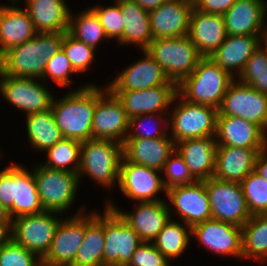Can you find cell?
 <instances>
[{"label": "cell", "mask_w": 267, "mask_h": 266, "mask_svg": "<svg viewBox=\"0 0 267 266\" xmlns=\"http://www.w3.org/2000/svg\"><path fill=\"white\" fill-rule=\"evenodd\" d=\"M96 103V82L85 83L60 99L54 96L51 110L64 138L80 142L92 139V119Z\"/></svg>", "instance_id": "1"}, {"label": "cell", "mask_w": 267, "mask_h": 266, "mask_svg": "<svg viewBox=\"0 0 267 266\" xmlns=\"http://www.w3.org/2000/svg\"><path fill=\"white\" fill-rule=\"evenodd\" d=\"M65 32L37 33L34 38L7 50L0 57L6 76L42 78L47 62L61 49Z\"/></svg>", "instance_id": "2"}, {"label": "cell", "mask_w": 267, "mask_h": 266, "mask_svg": "<svg viewBox=\"0 0 267 266\" xmlns=\"http://www.w3.org/2000/svg\"><path fill=\"white\" fill-rule=\"evenodd\" d=\"M0 205L11 220L44 211L33 169L28 171L25 166L12 162L0 171Z\"/></svg>", "instance_id": "3"}, {"label": "cell", "mask_w": 267, "mask_h": 266, "mask_svg": "<svg viewBox=\"0 0 267 266\" xmlns=\"http://www.w3.org/2000/svg\"><path fill=\"white\" fill-rule=\"evenodd\" d=\"M234 79L211 58L203 57L193 72L177 85V93L185 101L218 109Z\"/></svg>", "instance_id": "4"}, {"label": "cell", "mask_w": 267, "mask_h": 266, "mask_svg": "<svg viewBox=\"0 0 267 266\" xmlns=\"http://www.w3.org/2000/svg\"><path fill=\"white\" fill-rule=\"evenodd\" d=\"M122 158L123 144L119 142L96 139L82 142L80 166L77 172L80 183L86 175L105 189L118 186Z\"/></svg>", "instance_id": "5"}, {"label": "cell", "mask_w": 267, "mask_h": 266, "mask_svg": "<svg viewBox=\"0 0 267 266\" xmlns=\"http://www.w3.org/2000/svg\"><path fill=\"white\" fill-rule=\"evenodd\" d=\"M172 106L168 128L174 143L216 134L217 108L185 101L178 93Z\"/></svg>", "instance_id": "6"}, {"label": "cell", "mask_w": 267, "mask_h": 266, "mask_svg": "<svg viewBox=\"0 0 267 266\" xmlns=\"http://www.w3.org/2000/svg\"><path fill=\"white\" fill-rule=\"evenodd\" d=\"M146 52L161 66L166 77L177 85L193 72L203 58L188 35L155 39Z\"/></svg>", "instance_id": "7"}, {"label": "cell", "mask_w": 267, "mask_h": 266, "mask_svg": "<svg viewBox=\"0 0 267 266\" xmlns=\"http://www.w3.org/2000/svg\"><path fill=\"white\" fill-rule=\"evenodd\" d=\"M32 169L43 209L64 215L75 202L80 185L78 174L51 169L41 163L33 165Z\"/></svg>", "instance_id": "8"}, {"label": "cell", "mask_w": 267, "mask_h": 266, "mask_svg": "<svg viewBox=\"0 0 267 266\" xmlns=\"http://www.w3.org/2000/svg\"><path fill=\"white\" fill-rule=\"evenodd\" d=\"M62 217L61 213L45 210L37 214L15 217L11 220L10 238L42 259L51 247Z\"/></svg>", "instance_id": "9"}, {"label": "cell", "mask_w": 267, "mask_h": 266, "mask_svg": "<svg viewBox=\"0 0 267 266\" xmlns=\"http://www.w3.org/2000/svg\"><path fill=\"white\" fill-rule=\"evenodd\" d=\"M204 183L212 219L242 227L251 218L240 183L221 181L214 177L204 180Z\"/></svg>", "instance_id": "10"}, {"label": "cell", "mask_w": 267, "mask_h": 266, "mask_svg": "<svg viewBox=\"0 0 267 266\" xmlns=\"http://www.w3.org/2000/svg\"><path fill=\"white\" fill-rule=\"evenodd\" d=\"M45 86L40 78L11 77L0 71L1 96L11 106L25 112V116L51 109L55 95Z\"/></svg>", "instance_id": "11"}, {"label": "cell", "mask_w": 267, "mask_h": 266, "mask_svg": "<svg viewBox=\"0 0 267 266\" xmlns=\"http://www.w3.org/2000/svg\"><path fill=\"white\" fill-rule=\"evenodd\" d=\"M105 86L97 85V103L92 119V139L111 140L123 144L128 133L129 117L122 103L108 89L107 84Z\"/></svg>", "instance_id": "12"}, {"label": "cell", "mask_w": 267, "mask_h": 266, "mask_svg": "<svg viewBox=\"0 0 267 266\" xmlns=\"http://www.w3.org/2000/svg\"><path fill=\"white\" fill-rule=\"evenodd\" d=\"M218 115L240 117L267 133V95L234 79L222 99Z\"/></svg>", "instance_id": "13"}, {"label": "cell", "mask_w": 267, "mask_h": 266, "mask_svg": "<svg viewBox=\"0 0 267 266\" xmlns=\"http://www.w3.org/2000/svg\"><path fill=\"white\" fill-rule=\"evenodd\" d=\"M104 208L103 266H127L143 241L116 211Z\"/></svg>", "instance_id": "14"}, {"label": "cell", "mask_w": 267, "mask_h": 266, "mask_svg": "<svg viewBox=\"0 0 267 266\" xmlns=\"http://www.w3.org/2000/svg\"><path fill=\"white\" fill-rule=\"evenodd\" d=\"M161 174V171L134 164L122 158L118 187L123 196L132 201L154 202L166 200L159 197L160 193L164 192L166 194L167 192Z\"/></svg>", "instance_id": "15"}, {"label": "cell", "mask_w": 267, "mask_h": 266, "mask_svg": "<svg viewBox=\"0 0 267 266\" xmlns=\"http://www.w3.org/2000/svg\"><path fill=\"white\" fill-rule=\"evenodd\" d=\"M85 205L76 214L63 217L56 228L51 247L41 259L55 266H70L85 236Z\"/></svg>", "instance_id": "16"}, {"label": "cell", "mask_w": 267, "mask_h": 266, "mask_svg": "<svg viewBox=\"0 0 267 266\" xmlns=\"http://www.w3.org/2000/svg\"><path fill=\"white\" fill-rule=\"evenodd\" d=\"M166 196L177 218L190 227L212 219L208 193L204 181L176 185L167 189ZM176 210V211H175ZM172 212V213H171Z\"/></svg>", "instance_id": "17"}, {"label": "cell", "mask_w": 267, "mask_h": 266, "mask_svg": "<svg viewBox=\"0 0 267 266\" xmlns=\"http://www.w3.org/2000/svg\"><path fill=\"white\" fill-rule=\"evenodd\" d=\"M112 200H106L105 206L116 211L121 218L138 234L143 242H152L170 220V208L167 200L138 202L132 212L122 211Z\"/></svg>", "instance_id": "18"}, {"label": "cell", "mask_w": 267, "mask_h": 266, "mask_svg": "<svg viewBox=\"0 0 267 266\" xmlns=\"http://www.w3.org/2000/svg\"><path fill=\"white\" fill-rule=\"evenodd\" d=\"M192 237L214 254L242 259V227L209 219L191 227Z\"/></svg>", "instance_id": "19"}, {"label": "cell", "mask_w": 267, "mask_h": 266, "mask_svg": "<svg viewBox=\"0 0 267 266\" xmlns=\"http://www.w3.org/2000/svg\"><path fill=\"white\" fill-rule=\"evenodd\" d=\"M108 83L110 91H141L160 85H177L170 81L161 66L146 52Z\"/></svg>", "instance_id": "20"}, {"label": "cell", "mask_w": 267, "mask_h": 266, "mask_svg": "<svg viewBox=\"0 0 267 266\" xmlns=\"http://www.w3.org/2000/svg\"><path fill=\"white\" fill-rule=\"evenodd\" d=\"M129 118L142 114H169L177 85H160L141 91H111Z\"/></svg>", "instance_id": "21"}, {"label": "cell", "mask_w": 267, "mask_h": 266, "mask_svg": "<svg viewBox=\"0 0 267 266\" xmlns=\"http://www.w3.org/2000/svg\"><path fill=\"white\" fill-rule=\"evenodd\" d=\"M194 3L187 0H168L149 12L153 40L188 35Z\"/></svg>", "instance_id": "22"}, {"label": "cell", "mask_w": 267, "mask_h": 266, "mask_svg": "<svg viewBox=\"0 0 267 266\" xmlns=\"http://www.w3.org/2000/svg\"><path fill=\"white\" fill-rule=\"evenodd\" d=\"M267 8L263 0H236L222 16L227 35H265Z\"/></svg>", "instance_id": "23"}, {"label": "cell", "mask_w": 267, "mask_h": 266, "mask_svg": "<svg viewBox=\"0 0 267 266\" xmlns=\"http://www.w3.org/2000/svg\"><path fill=\"white\" fill-rule=\"evenodd\" d=\"M175 151L170 136L143 139L126 138L123 143V158L131 163L162 171L169 156Z\"/></svg>", "instance_id": "24"}, {"label": "cell", "mask_w": 267, "mask_h": 266, "mask_svg": "<svg viewBox=\"0 0 267 266\" xmlns=\"http://www.w3.org/2000/svg\"><path fill=\"white\" fill-rule=\"evenodd\" d=\"M217 147L216 134L175 143V150L184 159L191 175L197 181L214 176Z\"/></svg>", "instance_id": "25"}, {"label": "cell", "mask_w": 267, "mask_h": 266, "mask_svg": "<svg viewBox=\"0 0 267 266\" xmlns=\"http://www.w3.org/2000/svg\"><path fill=\"white\" fill-rule=\"evenodd\" d=\"M264 37L265 35H227L209 58L237 79Z\"/></svg>", "instance_id": "26"}, {"label": "cell", "mask_w": 267, "mask_h": 266, "mask_svg": "<svg viewBox=\"0 0 267 266\" xmlns=\"http://www.w3.org/2000/svg\"><path fill=\"white\" fill-rule=\"evenodd\" d=\"M264 149L218 146L213 177L241 183L255 169L257 155Z\"/></svg>", "instance_id": "27"}, {"label": "cell", "mask_w": 267, "mask_h": 266, "mask_svg": "<svg viewBox=\"0 0 267 266\" xmlns=\"http://www.w3.org/2000/svg\"><path fill=\"white\" fill-rule=\"evenodd\" d=\"M216 139L218 146L266 148V133L240 117L218 115Z\"/></svg>", "instance_id": "28"}, {"label": "cell", "mask_w": 267, "mask_h": 266, "mask_svg": "<svg viewBox=\"0 0 267 266\" xmlns=\"http://www.w3.org/2000/svg\"><path fill=\"white\" fill-rule=\"evenodd\" d=\"M8 2L11 4L0 5V57L37 34L29 14L17 5V0Z\"/></svg>", "instance_id": "29"}, {"label": "cell", "mask_w": 267, "mask_h": 266, "mask_svg": "<svg viewBox=\"0 0 267 266\" xmlns=\"http://www.w3.org/2000/svg\"><path fill=\"white\" fill-rule=\"evenodd\" d=\"M188 36L200 54L209 57L227 37L223 16L206 13L194 7Z\"/></svg>", "instance_id": "30"}, {"label": "cell", "mask_w": 267, "mask_h": 266, "mask_svg": "<svg viewBox=\"0 0 267 266\" xmlns=\"http://www.w3.org/2000/svg\"><path fill=\"white\" fill-rule=\"evenodd\" d=\"M37 33L68 32L71 9L66 0H24ZM21 3V0H17ZM67 3V4H66Z\"/></svg>", "instance_id": "31"}, {"label": "cell", "mask_w": 267, "mask_h": 266, "mask_svg": "<svg viewBox=\"0 0 267 266\" xmlns=\"http://www.w3.org/2000/svg\"><path fill=\"white\" fill-rule=\"evenodd\" d=\"M104 212H85V236L70 266H103Z\"/></svg>", "instance_id": "32"}, {"label": "cell", "mask_w": 267, "mask_h": 266, "mask_svg": "<svg viewBox=\"0 0 267 266\" xmlns=\"http://www.w3.org/2000/svg\"><path fill=\"white\" fill-rule=\"evenodd\" d=\"M121 12L124 17L123 45L132 44L140 51L146 50L153 41L149 12L133 0H121Z\"/></svg>", "instance_id": "33"}, {"label": "cell", "mask_w": 267, "mask_h": 266, "mask_svg": "<svg viewBox=\"0 0 267 266\" xmlns=\"http://www.w3.org/2000/svg\"><path fill=\"white\" fill-rule=\"evenodd\" d=\"M26 134L33 149L45 152L64 137L58 128L52 110L25 116Z\"/></svg>", "instance_id": "34"}, {"label": "cell", "mask_w": 267, "mask_h": 266, "mask_svg": "<svg viewBox=\"0 0 267 266\" xmlns=\"http://www.w3.org/2000/svg\"><path fill=\"white\" fill-rule=\"evenodd\" d=\"M191 238V227L180 221L170 218L164 228L158 233L152 241L154 246L169 261L175 260L184 254L187 250Z\"/></svg>", "instance_id": "35"}, {"label": "cell", "mask_w": 267, "mask_h": 266, "mask_svg": "<svg viewBox=\"0 0 267 266\" xmlns=\"http://www.w3.org/2000/svg\"><path fill=\"white\" fill-rule=\"evenodd\" d=\"M242 259L267 262V214L252 215L242 226Z\"/></svg>", "instance_id": "36"}, {"label": "cell", "mask_w": 267, "mask_h": 266, "mask_svg": "<svg viewBox=\"0 0 267 266\" xmlns=\"http://www.w3.org/2000/svg\"><path fill=\"white\" fill-rule=\"evenodd\" d=\"M68 33L95 49L108 40L96 13L90 7L77 15L71 11Z\"/></svg>", "instance_id": "37"}, {"label": "cell", "mask_w": 267, "mask_h": 266, "mask_svg": "<svg viewBox=\"0 0 267 266\" xmlns=\"http://www.w3.org/2000/svg\"><path fill=\"white\" fill-rule=\"evenodd\" d=\"M81 143L74 139L63 138L46 152L45 167L69 172H78L80 166Z\"/></svg>", "instance_id": "38"}, {"label": "cell", "mask_w": 267, "mask_h": 266, "mask_svg": "<svg viewBox=\"0 0 267 266\" xmlns=\"http://www.w3.org/2000/svg\"><path fill=\"white\" fill-rule=\"evenodd\" d=\"M168 125V114L151 113L137 115L129 118L126 138L152 139L170 136Z\"/></svg>", "instance_id": "39"}, {"label": "cell", "mask_w": 267, "mask_h": 266, "mask_svg": "<svg viewBox=\"0 0 267 266\" xmlns=\"http://www.w3.org/2000/svg\"><path fill=\"white\" fill-rule=\"evenodd\" d=\"M238 80L267 95V48L262 43L247 60Z\"/></svg>", "instance_id": "40"}, {"label": "cell", "mask_w": 267, "mask_h": 266, "mask_svg": "<svg viewBox=\"0 0 267 266\" xmlns=\"http://www.w3.org/2000/svg\"><path fill=\"white\" fill-rule=\"evenodd\" d=\"M240 184L251 215L267 214V181L253 170Z\"/></svg>", "instance_id": "41"}, {"label": "cell", "mask_w": 267, "mask_h": 266, "mask_svg": "<svg viewBox=\"0 0 267 266\" xmlns=\"http://www.w3.org/2000/svg\"><path fill=\"white\" fill-rule=\"evenodd\" d=\"M61 48L77 74L88 71L93 64V60H95L96 49L75 39L68 32L64 34Z\"/></svg>", "instance_id": "42"}, {"label": "cell", "mask_w": 267, "mask_h": 266, "mask_svg": "<svg viewBox=\"0 0 267 266\" xmlns=\"http://www.w3.org/2000/svg\"><path fill=\"white\" fill-rule=\"evenodd\" d=\"M97 15L100 24L108 39H116V42L123 45V15L121 12V0H114L110 6L94 5L90 7Z\"/></svg>", "instance_id": "43"}, {"label": "cell", "mask_w": 267, "mask_h": 266, "mask_svg": "<svg viewBox=\"0 0 267 266\" xmlns=\"http://www.w3.org/2000/svg\"><path fill=\"white\" fill-rule=\"evenodd\" d=\"M77 72L71 65L69 58L61 48L46 64L42 80L54 81L60 87H69L72 84L70 77Z\"/></svg>", "instance_id": "44"}, {"label": "cell", "mask_w": 267, "mask_h": 266, "mask_svg": "<svg viewBox=\"0 0 267 266\" xmlns=\"http://www.w3.org/2000/svg\"><path fill=\"white\" fill-rule=\"evenodd\" d=\"M162 179L166 189L176 186L196 182L197 180L191 175L184 159L175 150L168 158L164 165Z\"/></svg>", "instance_id": "45"}, {"label": "cell", "mask_w": 267, "mask_h": 266, "mask_svg": "<svg viewBox=\"0 0 267 266\" xmlns=\"http://www.w3.org/2000/svg\"><path fill=\"white\" fill-rule=\"evenodd\" d=\"M41 259L9 238L0 247V266H36Z\"/></svg>", "instance_id": "46"}, {"label": "cell", "mask_w": 267, "mask_h": 266, "mask_svg": "<svg viewBox=\"0 0 267 266\" xmlns=\"http://www.w3.org/2000/svg\"><path fill=\"white\" fill-rule=\"evenodd\" d=\"M127 266H171V262L152 242H143L137 247Z\"/></svg>", "instance_id": "47"}, {"label": "cell", "mask_w": 267, "mask_h": 266, "mask_svg": "<svg viewBox=\"0 0 267 266\" xmlns=\"http://www.w3.org/2000/svg\"><path fill=\"white\" fill-rule=\"evenodd\" d=\"M236 0H196L194 7L200 11L223 15Z\"/></svg>", "instance_id": "48"}, {"label": "cell", "mask_w": 267, "mask_h": 266, "mask_svg": "<svg viewBox=\"0 0 267 266\" xmlns=\"http://www.w3.org/2000/svg\"><path fill=\"white\" fill-rule=\"evenodd\" d=\"M254 170L267 181V150L266 149L258 153Z\"/></svg>", "instance_id": "49"}, {"label": "cell", "mask_w": 267, "mask_h": 266, "mask_svg": "<svg viewBox=\"0 0 267 266\" xmlns=\"http://www.w3.org/2000/svg\"><path fill=\"white\" fill-rule=\"evenodd\" d=\"M133 1L136 2L143 10L150 12L154 9H157L168 0H133Z\"/></svg>", "instance_id": "50"}, {"label": "cell", "mask_w": 267, "mask_h": 266, "mask_svg": "<svg viewBox=\"0 0 267 266\" xmlns=\"http://www.w3.org/2000/svg\"><path fill=\"white\" fill-rule=\"evenodd\" d=\"M0 226H11L8 212L0 205Z\"/></svg>", "instance_id": "51"}, {"label": "cell", "mask_w": 267, "mask_h": 266, "mask_svg": "<svg viewBox=\"0 0 267 266\" xmlns=\"http://www.w3.org/2000/svg\"><path fill=\"white\" fill-rule=\"evenodd\" d=\"M11 226H0V247L10 238Z\"/></svg>", "instance_id": "52"}, {"label": "cell", "mask_w": 267, "mask_h": 266, "mask_svg": "<svg viewBox=\"0 0 267 266\" xmlns=\"http://www.w3.org/2000/svg\"><path fill=\"white\" fill-rule=\"evenodd\" d=\"M36 266H55V265H50V264L44 263V262L41 260Z\"/></svg>", "instance_id": "53"}, {"label": "cell", "mask_w": 267, "mask_h": 266, "mask_svg": "<svg viewBox=\"0 0 267 266\" xmlns=\"http://www.w3.org/2000/svg\"><path fill=\"white\" fill-rule=\"evenodd\" d=\"M262 44L267 48V38L266 37L263 38Z\"/></svg>", "instance_id": "54"}, {"label": "cell", "mask_w": 267, "mask_h": 266, "mask_svg": "<svg viewBox=\"0 0 267 266\" xmlns=\"http://www.w3.org/2000/svg\"><path fill=\"white\" fill-rule=\"evenodd\" d=\"M263 1H264V4H265L266 8H267V0H263Z\"/></svg>", "instance_id": "55"}, {"label": "cell", "mask_w": 267, "mask_h": 266, "mask_svg": "<svg viewBox=\"0 0 267 266\" xmlns=\"http://www.w3.org/2000/svg\"><path fill=\"white\" fill-rule=\"evenodd\" d=\"M265 37L267 38V24H266V33H265Z\"/></svg>", "instance_id": "56"}, {"label": "cell", "mask_w": 267, "mask_h": 266, "mask_svg": "<svg viewBox=\"0 0 267 266\" xmlns=\"http://www.w3.org/2000/svg\"><path fill=\"white\" fill-rule=\"evenodd\" d=\"M1 152H2V151H1V149H0V160H1L2 156H3Z\"/></svg>", "instance_id": "57"}, {"label": "cell", "mask_w": 267, "mask_h": 266, "mask_svg": "<svg viewBox=\"0 0 267 266\" xmlns=\"http://www.w3.org/2000/svg\"><path fill=\"white\" fill-rule=\"evenodd\" d=\"M266 150H267V133H266Z\"/></svg>", "instance_id": "58"}, {"label": "cell", "mask_w": 267, "mask_h": 266, "mask_svg": "<svg viewBox=\"0 0 267 266\" xmlns=\"http://www.w3.org/2000/svg\"><path fill=\"white\" fill-rule=\"evenodd\" d=\"M187 1H190V2L194 3L196 0H187Z\"/></svg>", "instance_id": "59"}]
</instances>
